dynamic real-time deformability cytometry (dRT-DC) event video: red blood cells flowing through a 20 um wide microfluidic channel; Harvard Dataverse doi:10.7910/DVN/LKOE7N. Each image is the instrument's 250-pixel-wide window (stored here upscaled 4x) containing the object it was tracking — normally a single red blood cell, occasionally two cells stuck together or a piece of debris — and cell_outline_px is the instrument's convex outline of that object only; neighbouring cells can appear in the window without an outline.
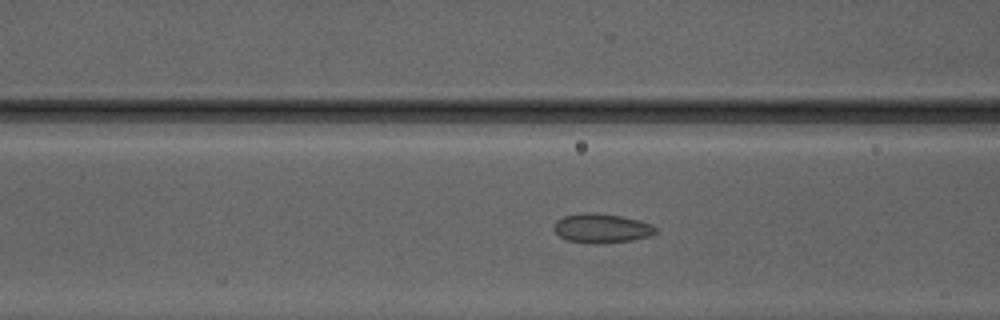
{"species": "Egyptian fruit bat (a non-hibernating species)", "species_latin": "Rousettus aegyptiacus", "temperature_condition": "warm", "stored_images_in_passage": 49, "camera_frame_rate_fps": 3000, "um_per_image_px": 0.085, "animal": {"sex": "male"}, "frame": {"image": 1, "passage_image": 22, "time_ms": 7.0, "image_size_px": [1000, 320], "cell_outline_px": [[660, 228], [656, 232], [648, 236], [632, 240], [604, 244], [588, 244], [568, 240], [560, 236], [552, 228], [556, 220], [564, 216], [584, 212], [596, 212], [620, 216], [640, 220], [652, 224]], "centroid_in_image_um": [51.15, 19.4], "position_along_channel_um": 115.5, "area_um2": 17.69}}
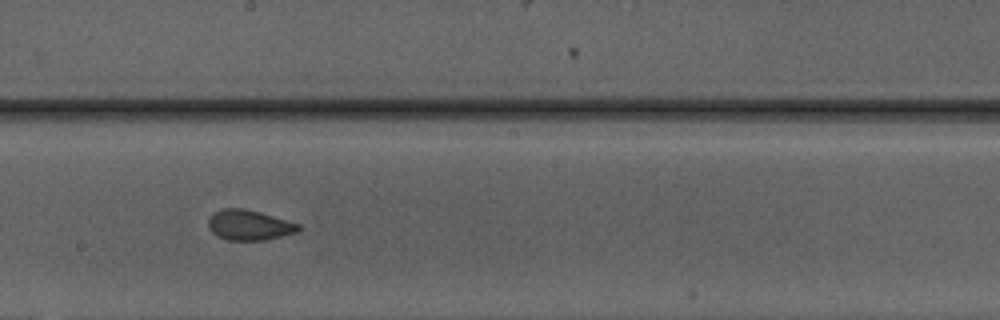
{"frame": {"image": 2, "passage_image": 30, "time_ms": 9.667, "image_size_px": [1000, 320], "cell_outline_px": [[300, 232], [264, 240], [228, 240], [216, 236], [208, 228], [208, 216], [212, 212], [224, 208], [240, 208], [260, 212], [300, 224]], "centroid_in_image_um": [21.16, 19.13], "position_along_channel_um": 227.0, "area_um2": 16.07}}
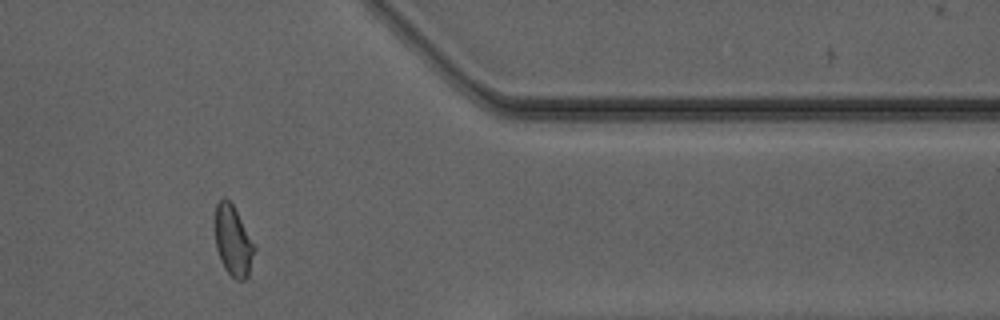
{"frame": {"image": 3, "passage_image": 43, "time_ms": 14.0, "image_size_px": [1000, 320], "cell_outline_px": [[256, 248], [248, 276], [244, 280], [236, 280], [224, 268], [220, 260], [216, 248], [216, 204], [224, 196], [232, 204]], "centroid_in_image_um": [19.82, 20.51], "position_along_channel_um": 391.6, "area_um2": 15.78}}